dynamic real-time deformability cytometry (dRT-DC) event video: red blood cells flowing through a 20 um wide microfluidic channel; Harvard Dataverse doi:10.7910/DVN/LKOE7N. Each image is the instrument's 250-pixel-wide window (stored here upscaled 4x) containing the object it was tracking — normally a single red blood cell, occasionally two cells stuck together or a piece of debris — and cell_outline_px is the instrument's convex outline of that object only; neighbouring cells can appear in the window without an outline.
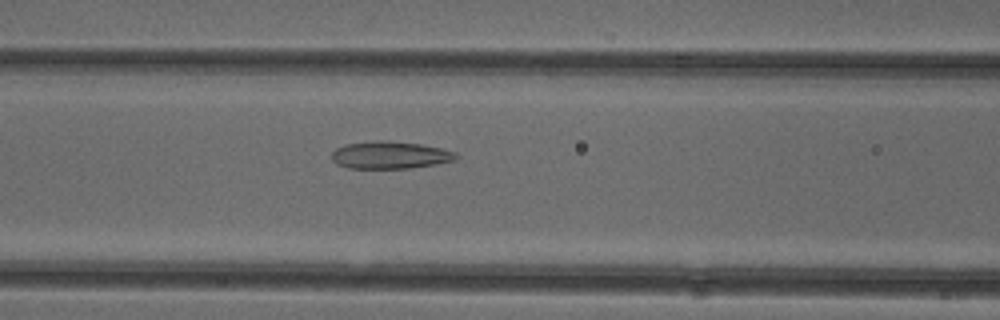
{"species": "common noctule bat (a hibernating species)", "species_latin": "Nyctalus noctula", "temperature_condition": "cold", "stored_images_in_passage": 52, "camera_frame_rate_fps": 3000, "um_per_image_px": 0.085, "animal": {"sex": "female"}, "frame": {"image": 1, "passage_image": 22, "time_ms": 7.0, "image_size_px": [1000, 320], "cell_outline_px": [[460, 156], [456, 160], [436, 164], [412, 168], [348, 168], [336, 164], [332, 160], [332, 152], [336, 148], [344, 144], [376, 140], [388, 140], [420, 144], [440, 148], [456, 152]], "centroid_in_image_um": [33.16, 13.18], "position_along_channel_um": 133.4, "area_um2": 20.06}}
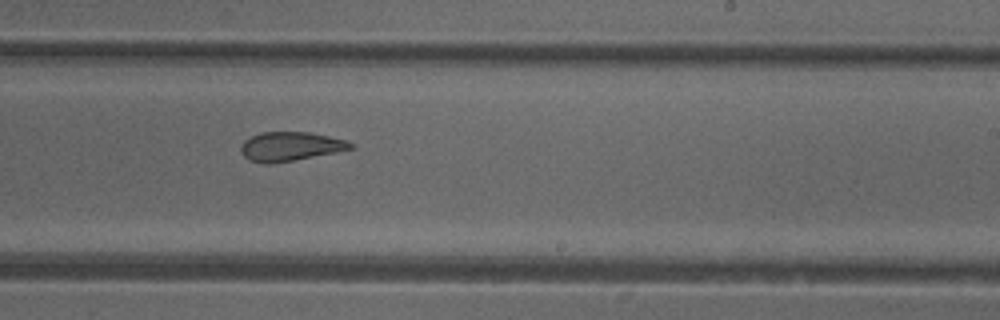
{"frame": {"image": 2, "passage_image": 32, "time_ms": 10.333, "image_size_px": [1000, 320], "cell_outline_px": [[356, 148], [336, 152], [292, 160], [248, 160], [240, 152], [240, 148], [244, 140], [260, 132], [308, 132], [328, 136], [344, 140], [352, 144]], "centroid_in_image_um": [24.7, 12.4], "position_along_channel_um": 264.3, "area_um2": 17.74}}
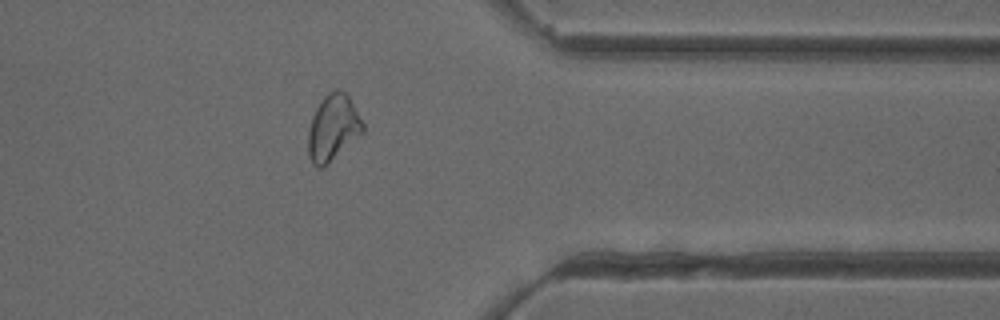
{"frame": {"image": 3, "passage_image": 42, "time_ms": 13.667, "image_size_px": [1000, 320], "cell_outline_px": [[364, 132], [324, 168], [316, 168], [312, 164], [308, 156], [308, 128], [312, 116], [320, 100], [328, 92], [336, 88], [348, 92], [364, 124]], "centroid_in_image_um": [28.3, 10.85], "position_along_channel_um": 383.1, "area_um2": 21.68}, "authors_computed_cell_mechanics": {"area_um2": 21.8773, "velocity_mm_per_s": 3.9267, "shape_relaxation_time_tau1_ms": null, "shape_relaxation_time_tau2_ms": 2.0347, "deformation_change_tau1": null, "deformation_change_tau2": 0.089}}